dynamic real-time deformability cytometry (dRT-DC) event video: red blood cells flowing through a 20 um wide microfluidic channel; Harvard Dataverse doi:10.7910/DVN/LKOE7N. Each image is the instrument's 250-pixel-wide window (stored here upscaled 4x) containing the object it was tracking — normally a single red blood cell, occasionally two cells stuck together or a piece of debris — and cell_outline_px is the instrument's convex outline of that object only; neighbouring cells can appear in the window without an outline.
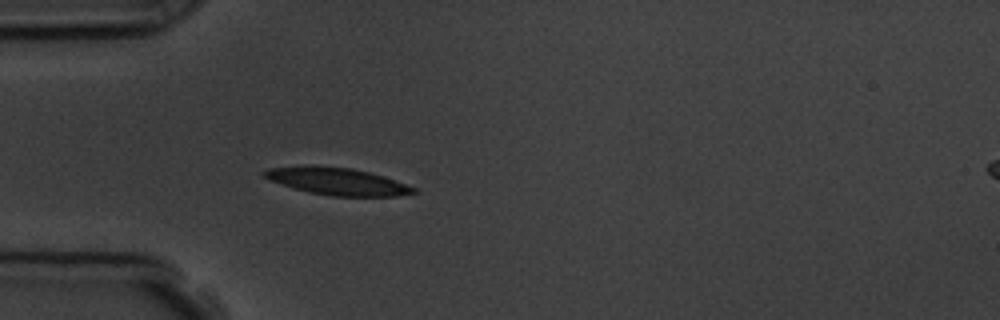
{"species": "common noctule bat (a hibernating species)", "species_latin": "Nyctalus noctula", "temperature_condition": "room temperature", "stored_images_in_passage": 5, "camera_frame_rate_fps": 3000, "um_per_image_px": 0.085, "animal": {"sex": "male", "body_mass_g": 19.5, "forearm_length_mm": 54.6}, "frame": {"image": 1, "passage_image": 5, "time_ms": 4.333, "image_size_px": [1000, 320], "cell_outline_px": [[420, 192], [396, 196], [332, 196], [308, 192], [292, 188], [268, 180], [260, 176], [260, 172], [268, 168], [304, 164], [312, 164], [352, 168], [384, 176], [416, 188]], "centroid_in_image_um": [28.57, 15.39], "position_along_channel_um": 56.4, "area_um2": 24.28}}